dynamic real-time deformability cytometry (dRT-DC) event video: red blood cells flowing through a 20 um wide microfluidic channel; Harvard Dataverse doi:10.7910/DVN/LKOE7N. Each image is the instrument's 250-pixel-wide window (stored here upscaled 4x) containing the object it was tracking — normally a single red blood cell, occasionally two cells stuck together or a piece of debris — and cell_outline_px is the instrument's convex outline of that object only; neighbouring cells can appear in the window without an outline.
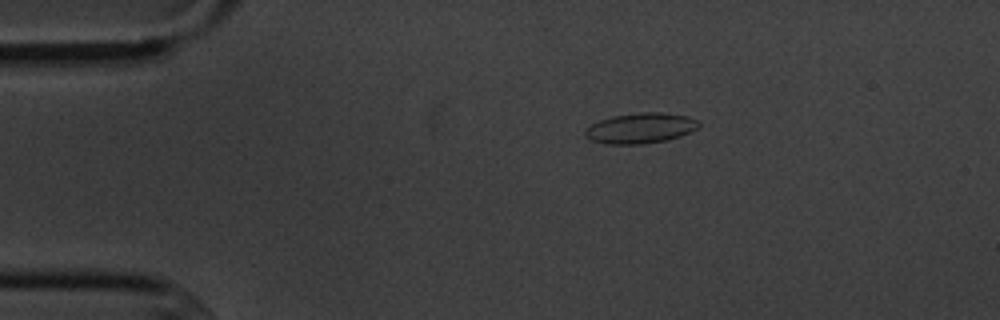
{"species": "common noctule bat (a hibernating species)", "species_latin": "Nyctalus noctula", "temperature_condition": "cold", "stored_images_in_passage": 3, "camera_frame_rate_fps": 3000, "um_per_image_px": 0.085, "animal": {"sex": "male", "body_mass_g": 20.1, "forearm_length_mm": 53.5}, "frame": {"image": 1, "passage_image": 2, "time_ms": 1.0, "image_size_px": [1000, 320], "cell_outline_px": [[700, 124], [696, 128], [680, 136], [664, 140], [640, 144], [608, 144], [592, 140], [584, 136], [584, 132], [592, 124], [600, 120], [612, 116], [640, 112], [660, 112], [688, 116], [696, 120]], "centroid_in_image_um": [54.42, 10.88], "position_along_channel_um": 30.6, "area_um2": 19.83}}